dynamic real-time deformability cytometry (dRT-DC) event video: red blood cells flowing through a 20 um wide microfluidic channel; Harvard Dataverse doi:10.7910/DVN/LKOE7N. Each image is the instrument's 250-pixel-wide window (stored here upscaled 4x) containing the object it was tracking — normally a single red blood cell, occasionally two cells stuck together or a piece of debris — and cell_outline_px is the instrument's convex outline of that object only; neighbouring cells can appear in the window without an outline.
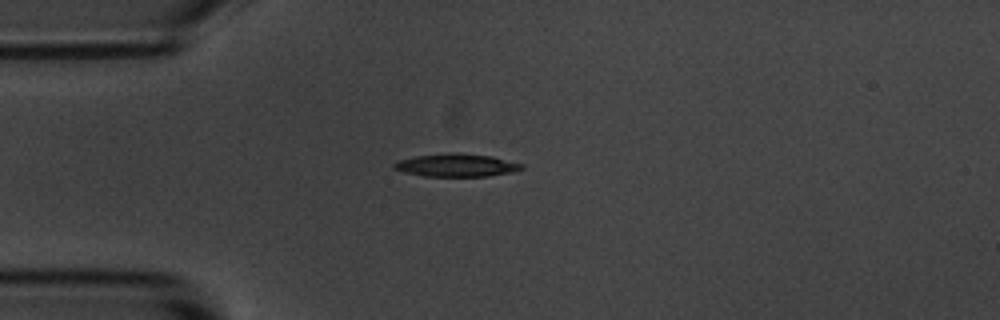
{"species": "common noctule bat (a hibernating species)", "species_latin": "Nyctalus noctula", "temperature_condition": "room temperature", "stored_images_in_passage": 3, "camera_frame_rate_fps": 3000, "um_per_image_px": 0.085, "animal": {"sex": "male", "body_mass_g": 20.1, "forearm_length_mm": 53.5}, "frame": {"image": 1, "passage_image": 3, "time_ms": 2.333, "image_size_px": [1000, 320], "cell_outline_px": [[524, 168], [512, 172], [488, 176], [424, 176], [404, 172], [392, 168], [392, 164], [396, 160], [416, 156], [452, 152], [456, 152], [492, 156], [524, 164]], "centroid_in_image_um": [38.78, 14.03], "position_along_channel_um": 46.2, "area_um2": 17.17}}